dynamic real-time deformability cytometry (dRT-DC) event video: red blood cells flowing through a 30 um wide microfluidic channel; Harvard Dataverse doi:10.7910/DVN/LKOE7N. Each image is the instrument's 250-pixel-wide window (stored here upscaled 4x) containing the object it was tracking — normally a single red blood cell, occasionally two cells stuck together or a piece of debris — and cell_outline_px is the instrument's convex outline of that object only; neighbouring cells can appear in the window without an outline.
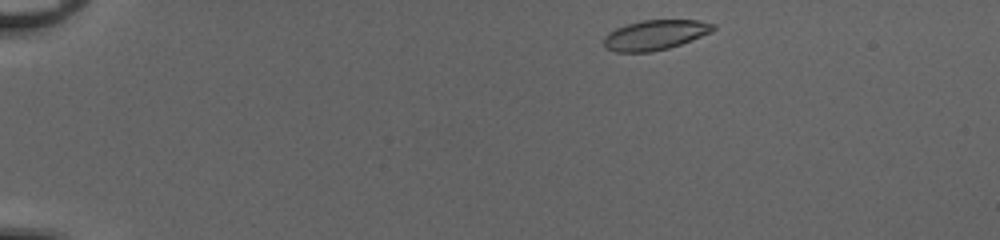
{"species": "common noctule bat (a hibernating species)", "species_latin": "Nyctalus noctula", "temperature_condition": "cold", "stored_images_in_passage": 43, "camera_frame_rate_fps": 3000, "um_per_image_px": 0.085, "animal": {"sex": "female", "body_mass_g": 20.0, "forearm_length_mm": 54.0}, "frame": {"image": 1, "passage_image": 1, "time_ms": 0.0, "image_size_px": [1000, 240], "cell_outline_px": [[716, 28], [712, 32], [692, 40], [668, 48], [652, 52], [616, 52], [604, 48], [604, 36], [608, 32], [616, 28], [640, 20], [700, 20], [716, 24]], "centroid_in_image_um": [55.69, 2.97], "position_along_channel_um": 29.3, "area_um2": 19.25}}
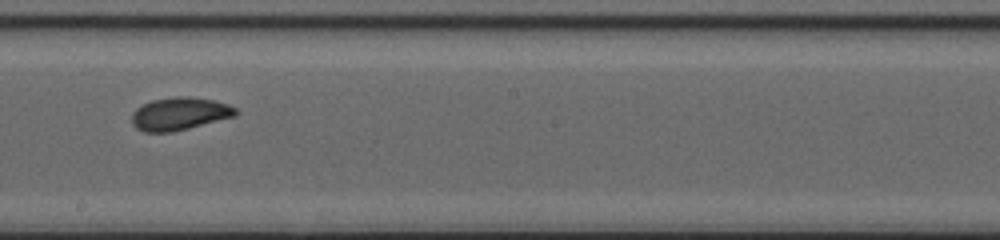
{"frame": {"image": 2, "passage_image": 23, "time_ms": 7.333, "image_size_px": [1000, 240], "cell_outline_px": [[240, 112], [236, 116], [172, 132], [144, 132], [136, 128], [132, 124], [132, 112], [136, 108], [152, 100], [176, 96], [188, 96], [212, 100], [228, 104], [236, 108]], "centroid_in_image_um": [15.27, 9.67], "position_along_channel_um": 232.9, "area_um2": 19.88}}
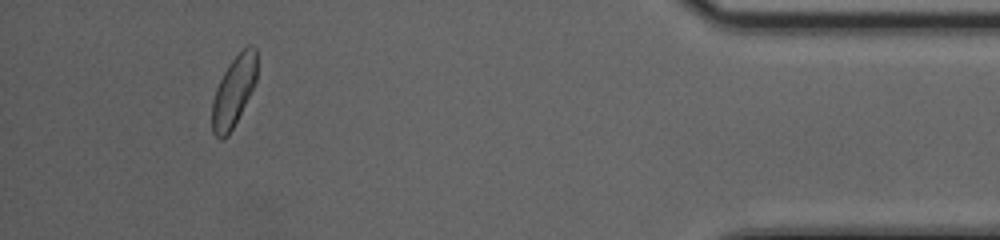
{"frame": {"image": 3, "passage_image": 40, "time_ms": 13.0, "image_size_px": [1000, 240], "cell_outline_px": [[256, 80], [228, 136], [224, 140], [220, 140], [212, 132], [212, 100], [216, 88], [228, 64], [248, 44], [252, 44], [256, 48]], "centroid_in_image_um": [19.84, 7.76], "position_along_channel_um": 415.4, "area_um2": 18.03}, "authors_computed_cell_mechanics": {"area_um2": 19.3052, "velocity_mm_per_s": 4.1008, "shape_relaxation_time_tau1_ms": 3.0924, "shape_relaxation_time_tau2_ms": 2.7772, "deformation_change_tau1": 0.1126, "deformation_change_tau2": 0.0802}}